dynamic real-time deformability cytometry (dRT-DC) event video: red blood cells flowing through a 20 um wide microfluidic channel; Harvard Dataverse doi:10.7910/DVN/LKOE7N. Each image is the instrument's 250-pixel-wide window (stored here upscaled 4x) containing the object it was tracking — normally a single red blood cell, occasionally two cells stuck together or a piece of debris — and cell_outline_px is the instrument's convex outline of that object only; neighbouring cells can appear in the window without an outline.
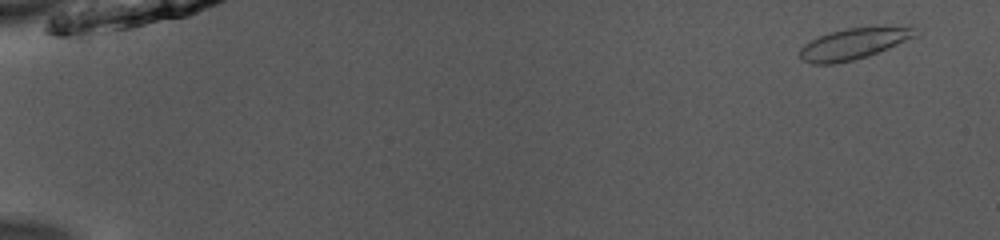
{"species": "common noctule bat (a hibernating species)", "species_latin": "Nyctalus noctula", "temperature_condition": "room temperature", "stored_images_in_passage": 52, "camera_frame_rate_fps": 3000, "um_per_image_px": 0.085, "animal": {"sex": "male", "body_mass_g": 13.0, "forearm_length_mm": 53.1}, "frame": {"image": 1, "passage_image": 3, "time_ms": 0.667, "image_size_px": [1000, 240], "cell_outline_px": [[924, 32], [916, 36], [888, 48], [868, 56], [836, 64], [812, 64], [800, 60], [800, 48], [804, 44], [820, 36], [832, 32], [848, 28], [876, 24], [912, 24], [924, 28]], "centroid_in_image_um": [72.78, 3.63], "position_along_channel_um": 12.2, "area_um2": 22.2}}
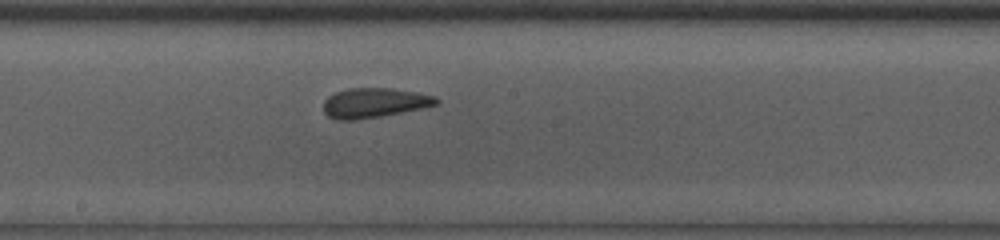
{"frame": {"image": 2, "passage_image": 30, "time_ms": 9.667, "image_size_px": [1000, 240], "cell_outline_px": [[440, 104], [380, 116], [352, 120], [336, 120], [328, 116], [324, 112], [324, 100], [328, 96], [336, 92], [348, 88], [392, 88], [416, 92], [436, 96], [440, 100]], "centroid_in_image_um": [31.81, 8.73], "position_along_channel_um": 216.4, "area_um2": 19.48}}
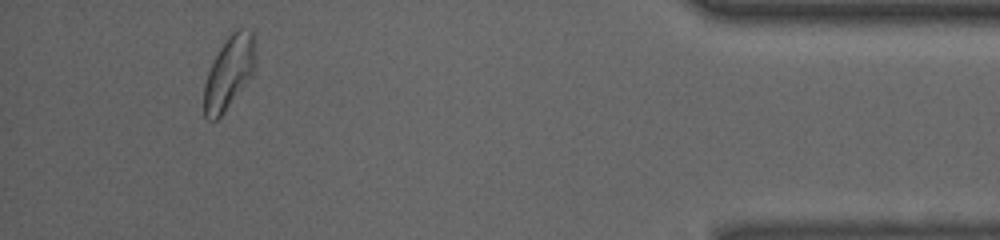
{"frame": {"image": 3, "passage_image": 49, "time_ms": 16.0, "image_size_px": [1000, 240], "cell_outline_px": [[256, 64], [252, 76], [224, 112], [216, 120], [208, 120], [204, 116], [204, 84], [212, 60], [228, 36], [236, 28], [240, 28], [252, 32], [256, 40]], "centroid_in_image_um": [19.49, 6.14], "position_along_channel_um": 415.7, "area_um2": 22.08}, "authors_computed_cell_mechanics": {"area_um2": 20.4612, "velocity_mm_per_s": 3.9439, "shape_relaxation_time_tau1_ms": 4.4526, "shape_relaxation_time_tau2_ms": null, "deformation_change_tau1": 0.1103, "deformation_change_tau2": null}}